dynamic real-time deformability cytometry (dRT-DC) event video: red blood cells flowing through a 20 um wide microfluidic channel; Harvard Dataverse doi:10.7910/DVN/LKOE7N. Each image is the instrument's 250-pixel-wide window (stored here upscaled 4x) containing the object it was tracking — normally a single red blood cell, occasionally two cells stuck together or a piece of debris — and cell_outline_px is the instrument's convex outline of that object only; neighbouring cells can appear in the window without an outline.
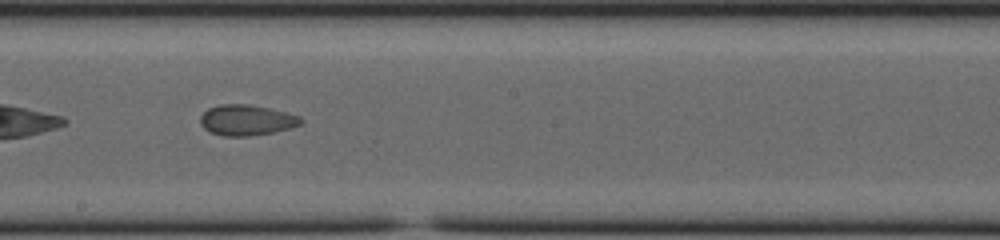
{"species": "common noctule bat (a hibernating species)", "species_latin": "Nyctalus noctula", "temperature_condition": "cold", "stored_images_in_passage": 34, "camera_frame_rate_fps": 3000, "um_per_image_px": 0.085, "animal": {"sex": "female", "body_mass_g": 23.0, "forearm_length_mm": 53.4}, "frame": {"image": 1, "passage_image": 15, "time_ms": 4.667, "image_size_px": [1000, 240], "cell_outline_px": [[304, 120], [300, 124], [288, 128], [272, 132], [252, 136], [224, 136], [208, 132], [200, 124], [200, 116], [208, 108], [220, 104], [248, 104], [288, 112], [300, 116]], "centroid_in_image_um": [20.93, 10.21], "position_along_channel_um": 227.3, "area_um2": 18.03}}
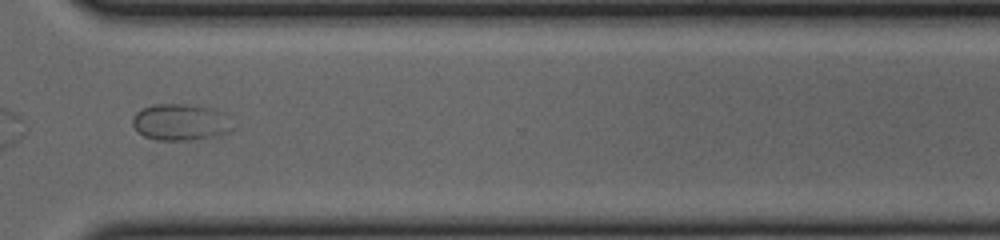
{"frame": {"image": 2, "passage_image": 25, "time_ms": 8.0, "image_size_px": [1000, 240], "cell_outline_px": [[236, 128], [220, 136], [188, 140], [156, 140], [144, 136], [132, 124], [132, 120], [136, 112], [140, 108], [152, 104], [184, 104], [212, 108], [224, 112]], "centroid_in_image_um": [15.38, 10.38], "position_along_channel_um": 355.2, "area_um2": 21.62}}